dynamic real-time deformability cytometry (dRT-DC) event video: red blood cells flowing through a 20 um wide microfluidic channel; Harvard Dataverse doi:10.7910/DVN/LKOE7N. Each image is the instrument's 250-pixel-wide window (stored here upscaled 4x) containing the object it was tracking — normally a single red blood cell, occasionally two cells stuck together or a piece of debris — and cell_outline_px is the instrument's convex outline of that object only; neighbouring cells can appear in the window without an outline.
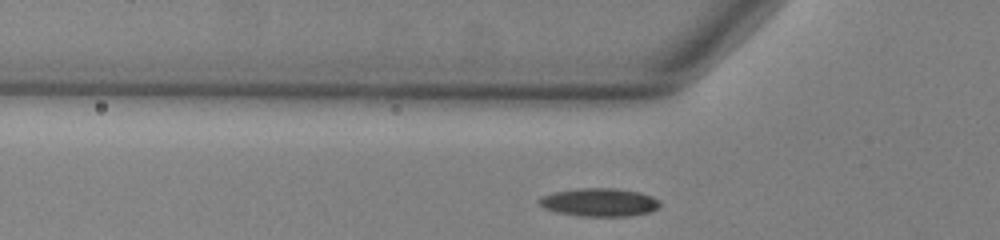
{"species": "common noctule bat (a hibernating species)", "species_latin": "Nyctalus noctula", "temperature_condition": "warm", "stored_images_in_passage": 39, "camera_frame_rate_fps": 3000, "um_per_image_px": 0.085, "animal": {"sex": "male", "body_mass_g": 13.0, "forearm_length_mm": 53.1}, "frame": {"image": 1, "passage_image": 11, "time_ms": 3.333, "image_size_px": [1000, 240], "cell_outline_px": [[660, 208], [648, 212], [632, 216], [580, 216], [556, 212], [544, 208], [536, 200], [540, 196], [556, 192], [580, 188], [616, 188], [640, 192], [652, 196], [660, 200]], "centroid_in_image_um": [50.96, 17.19], "position_along_channel_um": 74.8, "area_um2": 20.0}}
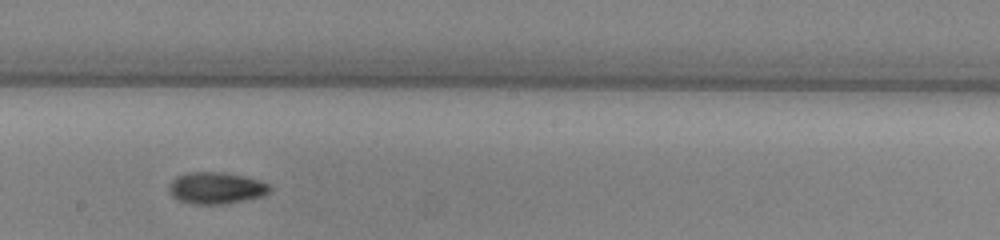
{"frame": {"image": 2, "passage_image": 23, "time_ms": 7.333, "image_size_px": [1000, 240], "cell_outline_px": [[272, 188], [264, 196], [224, 204], [192, 204], [180, 200], [172, 196], [168, 192], [168, 184], [176, 176], [188, 172], [224, 172], [244, 176], [260, 180], [268, 184]], "centroid_in_image_um": [18.35, 15.97], "position_along_channel_um": 229.8, "area_um2": 18.79}}
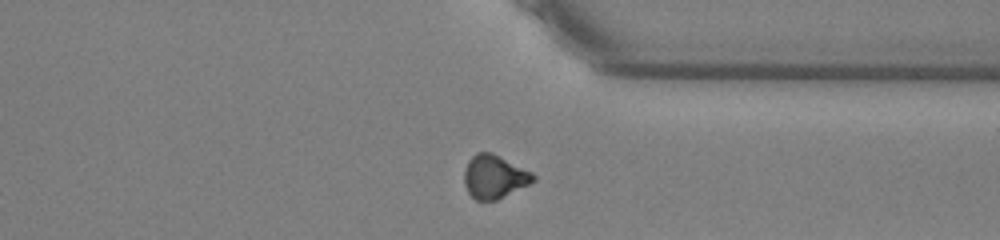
{"frame": {"image": 3, "passage_image": 34, "time_ms": 11.0, "image_size_px": [1000, 240], "cell_outline_px": [[536, 180], [496, 200], [476, 200], [468, 192], [464, 184], [464, 168], [468, 160], [476, 152], [492, 152], [532, 172], [536, 176]], "centroid_in_image_um": [41.99, 15.0], "position_along_channel_um": 369.4, "area_um2": 17.4}}